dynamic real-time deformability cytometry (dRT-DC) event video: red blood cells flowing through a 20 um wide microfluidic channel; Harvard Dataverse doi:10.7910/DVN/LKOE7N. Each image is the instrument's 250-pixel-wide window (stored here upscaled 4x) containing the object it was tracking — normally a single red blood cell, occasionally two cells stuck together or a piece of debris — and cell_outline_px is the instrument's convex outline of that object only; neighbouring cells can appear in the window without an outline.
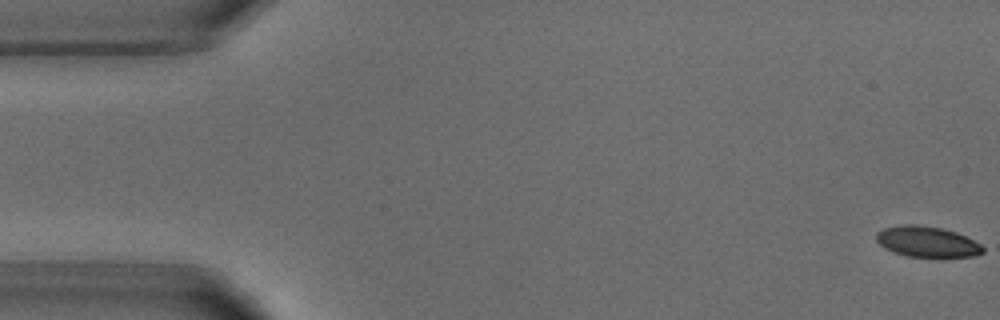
{"species": "common noctule bat (a hibernating species)", "species_latin": "Nyctalus noctula", "temperature_condition": "warm", "stored_images_in_passage": 3, "camera_frame_rate_fps": 3000, "um_per_image_px": 0.085, "animal": {"sex": "male", "body_mass_g": 18.8}, "frame": {"image": 1, "passage_image": 1, "time_ms": 0.0, "image_size_px": [1000, 320], "cell_outline_px": [[984, 252], [976, 256], [908, 256], [892, 252], [884, 248], [876, 240], [876, 232], [884, 228], [900, 224], [916, 224], [940, 228], [956, 232], [980, 244], [984, 248]], "centroid_in_image_um": [78.76, 20.53], "position_along_channel_um": 6.2, "area_um2": 18.9}}